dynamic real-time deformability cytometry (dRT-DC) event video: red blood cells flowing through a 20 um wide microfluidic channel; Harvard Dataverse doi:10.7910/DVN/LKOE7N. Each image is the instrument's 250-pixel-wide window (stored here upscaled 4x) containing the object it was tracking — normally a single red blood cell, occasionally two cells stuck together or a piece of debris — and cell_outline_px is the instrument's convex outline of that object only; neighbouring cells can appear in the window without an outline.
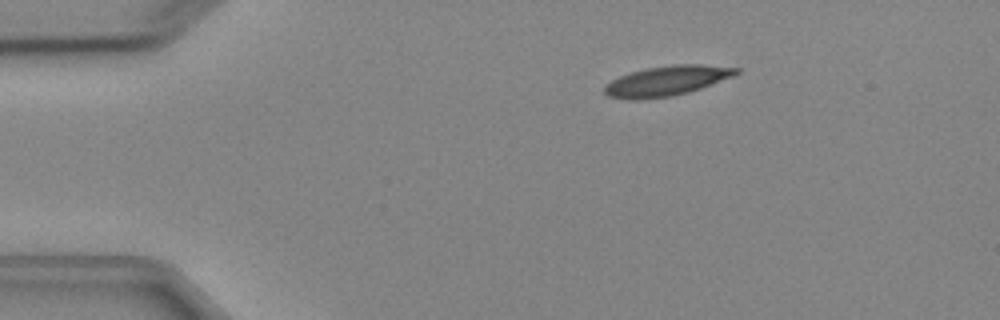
{"species": "Egyptian fruit bat (a non-hibernating species)", "species_latin": "Rousettus aegyptiacus", "temperature_condition": "cold", "stored_images_in_passage": 3, "camera_frame_rate_fps": 3000, "um_per_image_px": 0.085, "animal": {"sex": "female"}, "frame": {"image": 1, "passage_image": 1, "time_ms": 0.0, "image_size_px": [1000, 320], "cell_outline_px": [[740, 72], [732, 76], [700, 88], [688, 92], [672, 96], [636, 100], [628, 100], [608, 96], [604, 92], [604, 84], [620, 76], [632, 72], [648, 68], [672, 64], [700, 64], [740, 68]], "centroid_in_image_um": [56.64, 6.87], "position_along_channel_um": 28.4, "area_um2": 22.83}}
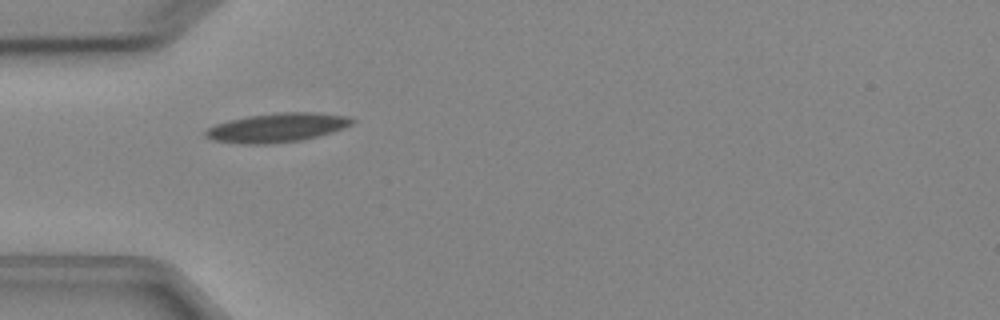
{"frame": {"image": 2, "passage_image": 3, "time_ms": 2.333, "image_size_px": [1000, 320], "cell_outline_px": [[356, 120], [352, 124], [332, 132], [300, 140], [264, 144], [248, 144], [212, 140], [204, 136], [204, 132], [208, 128], [216, 124], [228, 120], [248, 116], [280, 112], [316, 112], [348, 116]], "centroid_in_image_um": [23.55, 10.84], "position_along_channel_um": 61.5, "area_um2": 24.62}}